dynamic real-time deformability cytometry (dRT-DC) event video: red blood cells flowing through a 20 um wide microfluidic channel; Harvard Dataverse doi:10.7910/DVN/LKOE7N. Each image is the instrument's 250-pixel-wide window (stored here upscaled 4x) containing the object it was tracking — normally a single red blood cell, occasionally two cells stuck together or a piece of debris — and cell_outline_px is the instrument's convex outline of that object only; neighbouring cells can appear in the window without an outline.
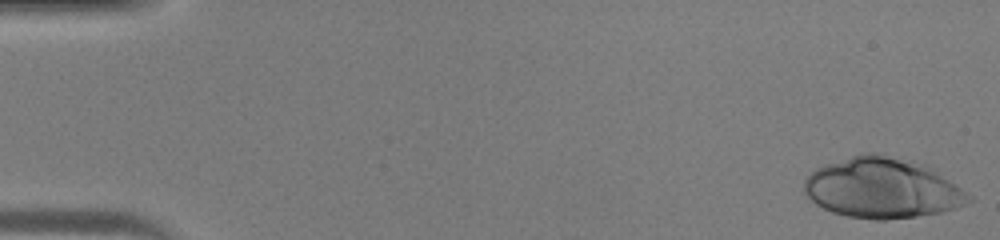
{"species": "human", "species_latin": "Homo sapiens", "temperature_condition": "warm", "stored_images_in_passage": 17, "camera_frame_rate_fps": 3000, "um_per_image_px": 0.085, "donor": {"sex": "male"}, "frame": {"image": 1, "passage_image": 1, "time_ms": 0.0, "image_size_px": [1000, 240], "cell_outline_px": [[972, 200], [956, 208], [944, 212], [916, 216], [884, 220], [876, 220], [848, 216], [832, 212], [816, 204], [804, 192], [804, 180], [816, 168], [824, 164], [864, 152], [876, 152], [928, 164], [936, 168], [972, 196]], "centroid_in_image_um": [75.04, 15.96], "position_along_channel_um": 10.0, "area_um2": 58.44}}
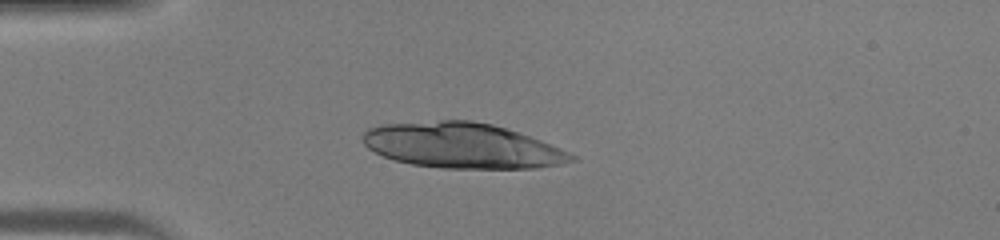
{"frame": {"image": 2, "passage_image": 12, "time_ms": 3.667, "image_size_px": [1000, 240], "cell_outline_px": [[576, 160], [560, 164], [536, 168], [444, 168], [412, 164], [396, 160], [384, 156], [368, 148], [364, 144], [364, 132], [368, 128], [380, 124], [440, 120], [472, 120], [492, 124], [540, 140], [560, 148], [576, 156]], "centroid_in_image_um": [39.27, 12.37], "position_along_channel_um": 45.7, "area_um2": 54.68}}